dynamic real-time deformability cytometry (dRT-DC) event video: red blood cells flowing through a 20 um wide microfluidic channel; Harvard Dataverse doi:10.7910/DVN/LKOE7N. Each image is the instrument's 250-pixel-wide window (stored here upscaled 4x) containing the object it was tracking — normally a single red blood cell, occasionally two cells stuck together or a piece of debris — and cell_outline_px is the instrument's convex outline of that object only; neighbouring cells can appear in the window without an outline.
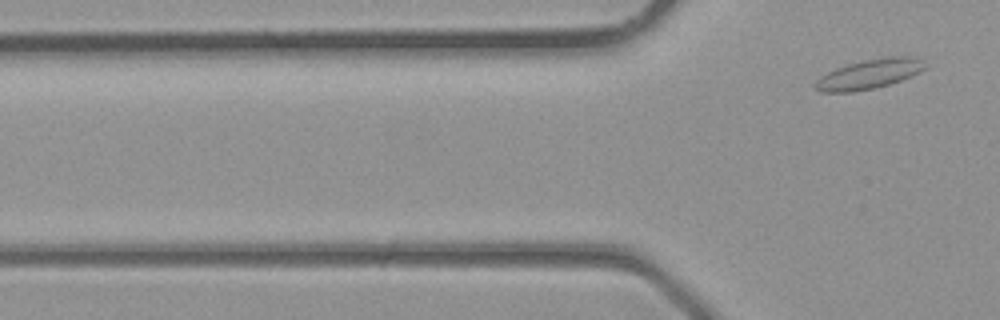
{"species": "common noctule bat (a hibernating species)", "species_latin": "Nyctalus noctula", "temperature_condition": "room temperature", "stored_images_in_passage": 3, "camera_frame_rate_fps": 3000, "um_per_image_px": 0.085, "animal": {"sex": "male", "body_mass_g": 23.1, "forearm_length_mm": 52.7}, "frame": {"image": 1, "passage_image": 3, "time_ms": 0.667, "image_size_px": [1000, 320], "cell_outline_px": [[928, 68], [912, 76], [888, 84], [872, 88], [852, 92], [820, 92], [816, 88], [816, 80], [820, 76], [836, 68], [848, 64], [864, 60], [888, 56], [912, 56], [928, 64]], "centroid_in_image_um": [73.93, 6.28], "position_along_channel_um": 51.9, "area_um2": 18.84}}